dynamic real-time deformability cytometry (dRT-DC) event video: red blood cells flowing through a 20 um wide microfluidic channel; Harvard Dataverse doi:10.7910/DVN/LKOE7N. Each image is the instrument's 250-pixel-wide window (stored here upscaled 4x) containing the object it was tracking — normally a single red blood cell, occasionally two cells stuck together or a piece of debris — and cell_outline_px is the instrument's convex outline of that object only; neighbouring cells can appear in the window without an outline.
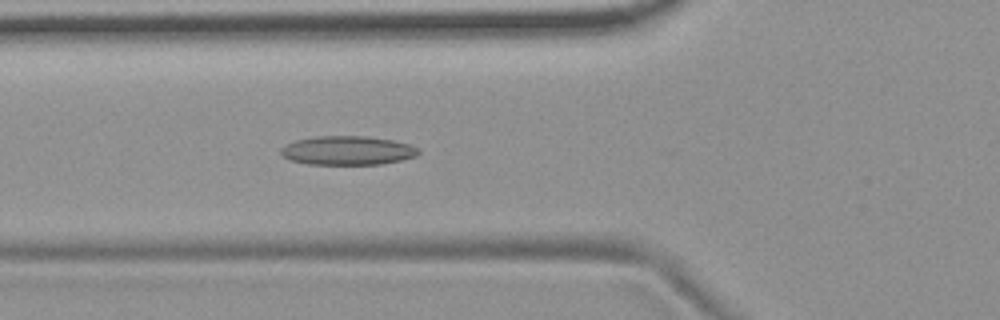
{"species": "common noctule bat (a hibernating species)", "species_latin": "Nyctalus noctula", "temperature_condition": "room temperature", "stored_images_in_passage": 18, "camera_frame_rate_fps": 3000, "um_per_image_px": 0.085, "animal": {"sex": "female", "body_mass_g": 19.9}, "frame": {"image": 1, "passage_image": 3, "time_ms": 0.667, "image_size_px": [1000, 320], "cell_outline_px": [[420, 152], [416, 156], [400, 160], [380, 164], [308, 164], [292, 160], [284, 156], [280, 152], [280, 148], [296, 140], [316, 136], [368, 136], [392, 140], [408, 144], [420, 148]], "centroid_in_image_um": [29.56, 12.78], "position_along_channel_um": 96.2, "area_um2": 23.06}}
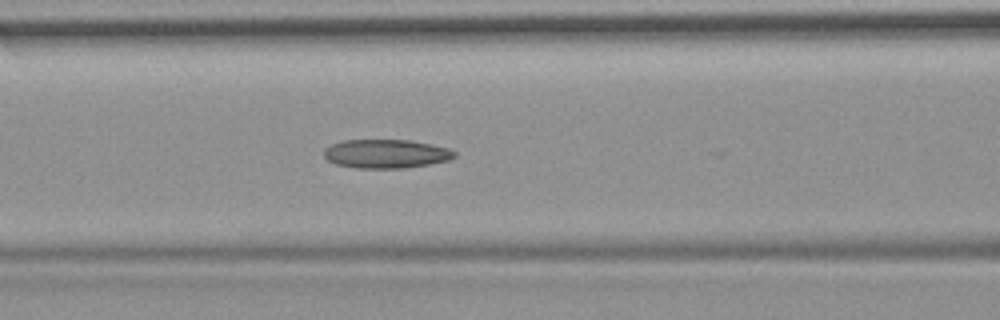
{"frame": {"image": 2, "passage_image": 6, "time_ms": 1.667, "image_size_px": [1000, 320], "cell_outline_px": [[456, 156], [448, 160], [428, 164], [404, 168], [356, 168], [336, 164], [328, 160], [324, 156], [324, 148], [340, 140], [412, 140], [432, 144], [448, 148], [456, 152]], "centroid_in_image_um": [32.8, 13.06], "position_along_channel_um": 133.8, "area_um2": 21.96}}
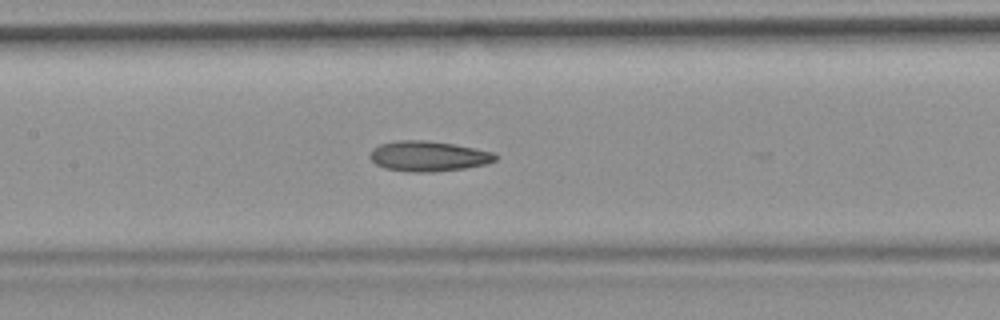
{"frame": {"image": 3, "passage_image": 9, "time_ms": 2.667, "image_size_px": [1000, 320], "cell_outline_px": [[500, 156], [496, 160], [488, 164], [464, 168], [436, 172], [408, 172], [384, 168], [376, 164], [368, 156], [372, 148], [380, 144], [396, 140], [424, 140], [452, 144], [496, 152]], "centroid_in_image_um": [36.42, 13.28], "position_along_channel_um": 171.0, "area_um2": 22.43}}